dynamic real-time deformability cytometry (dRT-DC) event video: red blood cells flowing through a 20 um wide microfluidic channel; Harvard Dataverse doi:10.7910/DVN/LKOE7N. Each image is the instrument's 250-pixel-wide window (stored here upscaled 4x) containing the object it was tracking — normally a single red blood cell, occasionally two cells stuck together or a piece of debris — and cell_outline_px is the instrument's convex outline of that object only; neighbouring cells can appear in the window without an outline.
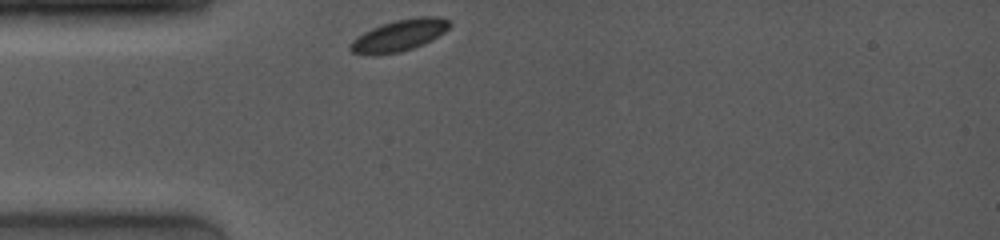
{"species": "common noctule bat (a hibernating species)", "species_latin": "Nyctalus noctula", "temperature_condition": "room temperature", "stored_images_in_passage": 6, "camera_frame_rate_fps": 4000, "um_per_image_px": 0.085, "animal": {"sex": "female", "body_mass_g": 19.0, "forearm_length_mm": 53.3}, "frame": {"image": 1, "passage_image": 1, "time_ms": 0.0, "image_size_px": [1000, 240], "cell_outline_px": [[452, 24], [444, 32], [412, 48], [400, 52], [352, 52], [348, 48], [352, 40], [356, 36], [372, 28], [396, 20], [420, 16], [440, 16], [448, 20]], "centroid_in_image_um": [33.97, 2.95], "position_along_channel_um": 51.0, "area_um2": 17.34}}